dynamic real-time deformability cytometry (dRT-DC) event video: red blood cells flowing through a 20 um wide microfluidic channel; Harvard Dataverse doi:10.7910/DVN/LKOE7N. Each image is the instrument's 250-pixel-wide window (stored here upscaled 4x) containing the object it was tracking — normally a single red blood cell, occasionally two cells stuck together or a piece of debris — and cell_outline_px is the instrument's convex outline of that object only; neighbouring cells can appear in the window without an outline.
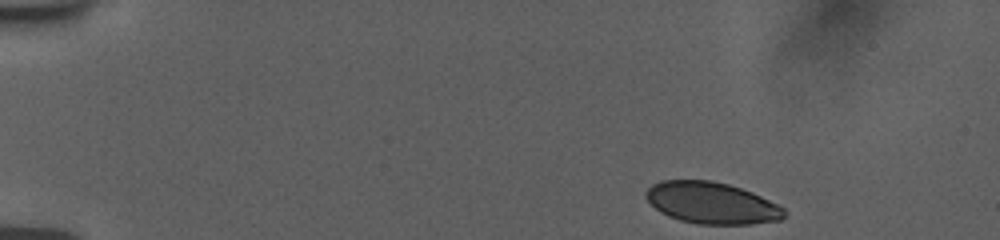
{"species": "human", "species_latin": "Homo sapiens", "temperature_condition": "room temperature", "stored_images_in_passage": 60, "camera_frame_rate_fps": 3000, "um_per_image_px": 0.085, "donor": {"sex": "female"}, "frame": {"image": 1, "passage_image": 1, "time_ms": 0.0, "image_size_px": [1000, 240], "cell_outline_px": [[784, 216], [780, 220], [752, 224], [696, 224], [680, 220], [668, 216], [660, 212], [644, 196], [644, 192], [652, 184], [660, 180], [712, 180], [728, 184], [752, 192], [784, 208]], "centroid_in_image_um": [60.45, 17.25], "position_along_channel_um": 24.6, "area_um2": 33.47}}
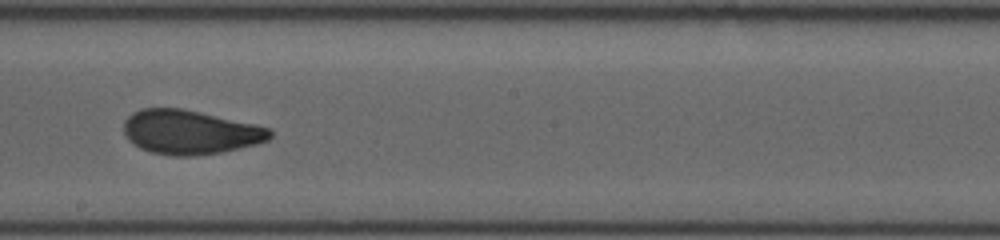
{"frame": {"image": 2, "passage_image": 33, "time_ms": 8.333, "image_size_px": [1000, 240], "cell_outline_px": [[272, 136], [268, 140], [256, 144], [240, 148], [220, 152], [192, 156], [172, 156], [152, 152], [140, 148], [132, 144], [128, 140], [124, 132], [124, 120], [132, 112], [140, 108], [180, 108], [200, 112], [256, 124], [272, 128]], "centroid_in_image_um": [16.15, 11.23], "position_along_channel_um": 232.1, "area_um2": 37.8}}
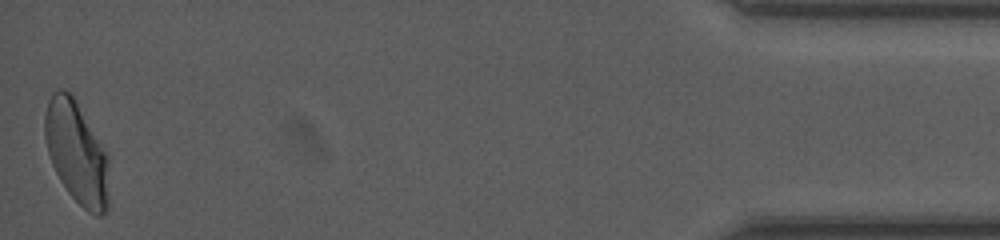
{"frame": {"image": 3, "passage_image": 60, "time_ms": 15.667, "image_size_px": [1000, 240], "cell_outline_px": [[108, 208], [100, 216], [96, 216], [88, 212], [68, 192], [60, 180], [52, 164], [48, 152], [44, 136], [44, 116], [48, 100], [52, 92], [60, 88], [64, 88], [72, 96], [108, 156]], "centroid_in_image_um": [6.49, 12.99], "position_along_channel_um": 428.7, "area_um2": 37.74}, "authors_computed_cell_mechanics": {"area_um2": 37.0209, "velocity_mm_per_s": 3.7672, "shape_relaxation_time_tau1_ms": 6.6238, "shape_relaxation_time_tau2_ms": 0.8956, "deformation_change_tau1": 0.1737, "deformation_change_tau2": 0.0526}}